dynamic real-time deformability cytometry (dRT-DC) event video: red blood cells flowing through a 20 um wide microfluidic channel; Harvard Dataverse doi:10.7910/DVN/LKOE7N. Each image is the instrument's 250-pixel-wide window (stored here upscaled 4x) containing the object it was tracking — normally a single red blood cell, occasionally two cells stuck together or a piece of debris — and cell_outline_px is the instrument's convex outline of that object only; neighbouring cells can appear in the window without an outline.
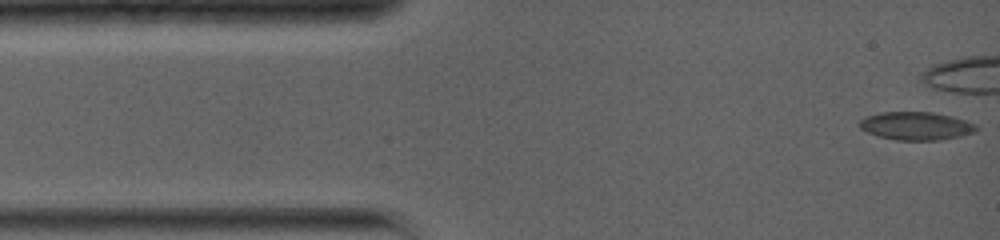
{"species": "common noctule bat (a hibernating species)", "species_latin": "Nyctalus noctula", "temperature_condition": "warm", "stored_images_in_passage": 48, "camera_frame_rate_fps": 5000, "um_per_image_px": 0.085, "animal": {"sex": "female", "body_mass_g": 19.0, "forearm_length_mm": 56.7}, "frame": {"image": 1, "passage_image": 1, "time_ms": 0.0, "image_size_px": [1000, 240], "cell_outline_px": [[976, 132], [960, 136], [940, 140], [896, 140], [876, 136], [860, 128], [860, 120], [864, 116], [880, 112], [932, 112], [952, 116], [976, 124]], "centroid_in_image_um": [77.85, 10.7], "position_along_channel_um": 7.2, "area_um2": 19.19}}
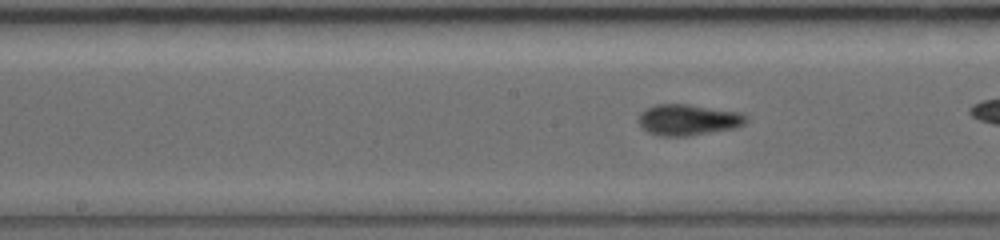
{"frame": {"image": 2, "passage_image": 27, "time_ms": 6.6, "image_size_px": [1000, 240], "cell_outline_px": [[748, 120], [744, 124], [732, 128], [684, 136], [656, 136], [648, 132], [640, 124], [636, 116], [644, 108], [656, 104], [688, 104], [740, 112], [748, 116]], "centroid_in_image_um": [58.44, 10.17], "position_along_channel_um": 189.8, "area_um2": 19.48}}
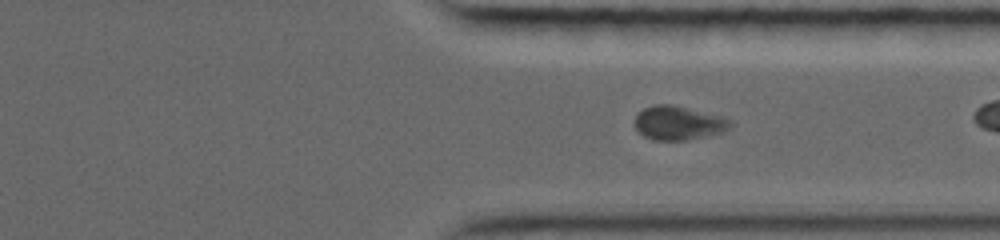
{"frame": {"image": 3, "passage_image": 44, "time_ms": 10.8, "image_size_px": [1000, 240], "cell_outline_px": [[736, 124], [720, 132], [704, 136], [684, 140], [652, 140], [644, 136], [636, 128], [636, 116], [644, 108], [652, 104], [672, 104], [720, 116], [732, 120]], "centroid_in_image_um": [57.67, 10.44], "position_along_channel_um": 353.7, "area_um2": 18.67}}